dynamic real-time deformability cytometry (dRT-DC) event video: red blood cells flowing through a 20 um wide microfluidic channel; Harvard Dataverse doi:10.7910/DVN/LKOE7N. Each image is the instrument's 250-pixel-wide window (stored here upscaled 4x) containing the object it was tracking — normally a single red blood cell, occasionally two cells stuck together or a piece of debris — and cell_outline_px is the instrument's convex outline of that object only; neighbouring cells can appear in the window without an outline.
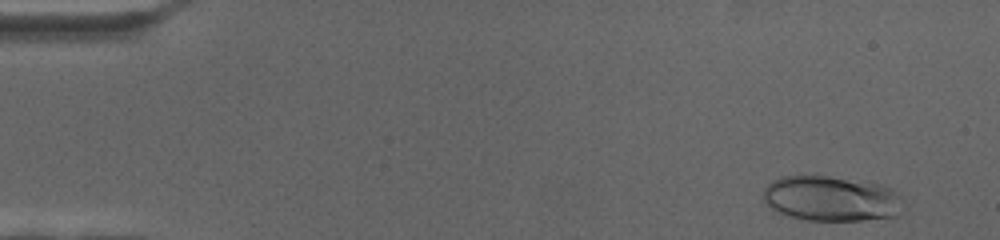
{"species": "human", "species_latin": "Homo sapiens", "temperature_condition": "cold", "stored_images_in_passage": 67, "camera_frame_rate_fps": 3000, "um_per_image_px": 0.085, "donor": {"sex": "female"}, "frame": {"image": 1, "passage_image": 3, "time_ms": 0.667, "image_size_px": [1000, 240], "cell_outline_px": [[904, 212], [900, 216], [864, 220], [808, 220], [788, 216], [772, 208], [764, 200], [764, 188], [772, 180], [780, 176], [828, 176], [880, 184], [892, 188]], "centroid_in_image_um": [70.65, 16.89], "position_along_channel_um": 14.3, "area_um2": 36.65}}
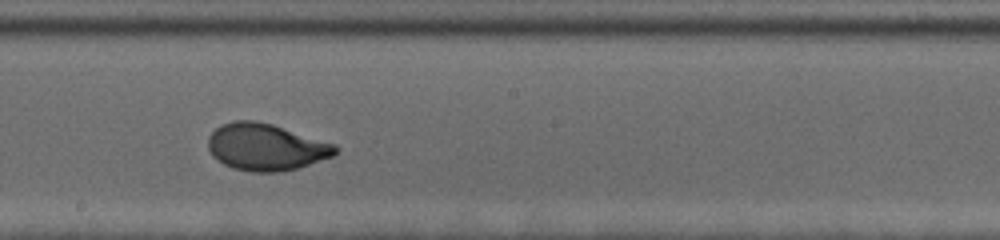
{"frame": {"image": 2, "passage_image": 37, "time_ms": 12.0, "image_size_px": [1000, 240], "cell_outline_px": [[340, 148], [332, 156], [296, 168], [280, 172], [252, 172], [232, 168], [216, 160], [212, 156], [208, 148], [208, 136], [216, 128], [232, 120], [256, 120], [272, 124], [336, 144]], "centroid_in_image_um": [22.58, 12.49], "position_along_channel_um": 225.6, "area_um2": 34.8}}
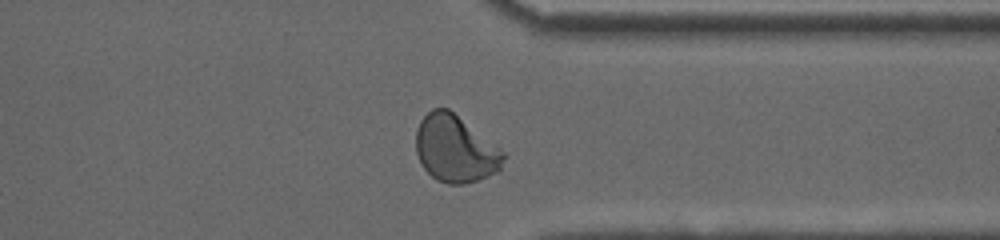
{"frame": {"image": 3, "passage_image": 52, "time_ms": 17.0, "image_size_px": [1000, 240], "cell_outline_px": [[504, 156], [500, 168], [496, 172], [488, 176], [464, 184], [448, 184], [436, 180], [424, 168], [416, 152], [416, 128], [420, 120], [432, 108], [448, 108], [500, 148], [504, 152]], "centroid_in_image_um": [38.67, 12.65], "position_along_channel_um": 372.7, "area_um2": 33.87}}